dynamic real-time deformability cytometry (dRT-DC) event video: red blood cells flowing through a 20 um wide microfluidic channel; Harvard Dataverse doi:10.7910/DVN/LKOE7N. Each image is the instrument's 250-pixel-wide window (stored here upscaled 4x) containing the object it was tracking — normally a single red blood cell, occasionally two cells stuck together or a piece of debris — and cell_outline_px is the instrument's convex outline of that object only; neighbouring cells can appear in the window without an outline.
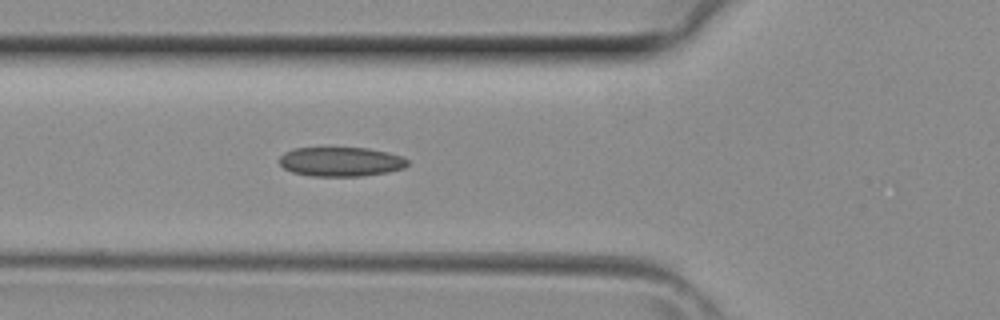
{"species": "common noctule bat (a hibernating species)", "species_latin": "Nyctalus noctula", "temperature_condition": "room temperature", "stored_images_in_passage": 2, "camera_frame_rate_fps": 3000, "um_per_image_px": 0.085, "animal": {"sex": "female", "body_mass_g": 29.2, "forearm_length_mm": 56.3}, "frame": {"image": 1, "passage_image": 2, "time_ms": 0.333, "image_size_px": [1000, 320], "cell_outline_px": [[408, 164], [404, 168], [388, 172], [360, 176], [312, 176], [292, 172], [284, 168], [280, 164], [280, 156], [284, 152], [292, 148], [368, 148], [388, 152], [400, 156], [408, 160]], "centroid_in_image_um": [28.96, 13.74], "position_along_channel_um": 96.8, "area_um2": 21.91}}